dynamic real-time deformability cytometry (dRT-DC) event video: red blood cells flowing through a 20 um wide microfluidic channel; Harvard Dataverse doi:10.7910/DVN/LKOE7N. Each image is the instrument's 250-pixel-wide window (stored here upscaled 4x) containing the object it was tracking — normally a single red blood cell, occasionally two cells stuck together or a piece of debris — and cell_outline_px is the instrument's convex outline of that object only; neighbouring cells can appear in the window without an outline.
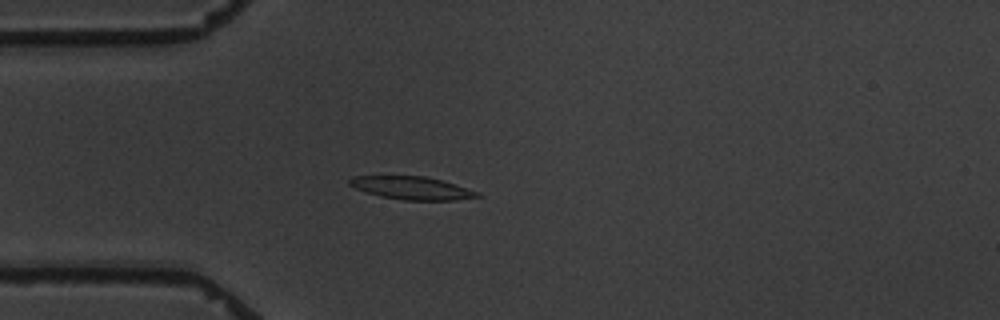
{"species": "common noctule bat (a hibernating species)", "species_latin": "Nyctalus noctula", "temperature_condition": "warm", "stored_images_in_passage": 5, "camera_frame_rate_fps": 3000, "um_per_image_px": 0.085, "animal": {"sex": "male", "body_mass_g": 19.5, "forearm_length_mm": 54.6}, "frame": {"image": 1, "passage_image": 4, "time_ms": 3.333, "image_size_px": [1000, 320], "cell_outline_px": [[484, 196], [456, 200], [404, 200], [380, 196], [356, 188], [348, 184], [348, 180], [352, 176], [428, 176], [480, 192]], "centroid_in_image_um": [35.04, 15.98], "position_along_channel_um": 50.0, "area_um2": 17.05}}